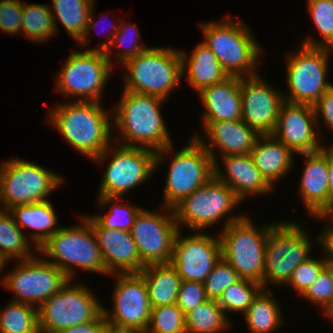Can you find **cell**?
<instances>
[{"instance_id": "1", "label": "cell", "mask_w": 333, "mask_h": 333, "mask_svg": "<svg viewBox=\"0 0 333 333\" xmlns=\"http://www.w3.org/2000/svg\"><path fill=\"white\" fill-rule=\"evenodd\" d=\"M64 102L55 103L48 110L47 124L74 151L92 161L113 143L112 112L103 108L101 102Z\"/></svg>"}, {"instance_id": "2", "label": "cell", "mask_w": 333, "mask_h": 333, "mask_svg": "<svg viewBox=\"0 0 333 333\" xmlns=\"http://www.w3.org/2000/svg\"><path fill=\"white\" fill-rule=\"evenodd\" d=\"M165 101L154 95L123 90L121 99L111 109L113 128L118 131L113 142L154 152L173 144L161 112Z\"/></svg>"}, {"instance_id": "3", "label": "cell", "mask_w": 333, "mask_h": 333, "mask_svg": "<svg viewBox=\"0 0 333 333\" xmlns=\"http://www.w3.org/2000/svg\"><path fill=\"white\" fill-rule=\"evenodd\" d=\"M232 17L229 13L219 20L200 23L203 42L230 76L257 75L265 48L246 23Z\"/></svg>"}, {"instance_id": "4", "label": "cell", "mask_w": 333, "mask_h": 333, "mask_svg": "<svg viewBox=\"0 0 333 333\" xmlns=\"http://www.w3.org/2000/svg\"><path fill=\"white\" fill-rule=\"evenodd\" d=\"M79 217L80 224L61 227L41 245L38 254L64 272L69 279H77L79 269L108 275L90 226V215L79 214Z\"/></svg>"}, {"instance_id": "5", "label": "cell", "mask_w": 333, "mask_h": 333, "mask_svg": "<svg viewBox=\"0 0 333 333\" xmlns=\"http://www.w3.org/2000/svg\"><path fill=\"white\" fill-rule=\"evenodd\" d=\"M188 142L178 151L174 149V144H171L156 152L157 170L162 164H166L164 162L168 156L171 159L163 187V207L173 208L214 176V161L211 155L195 137L191 136Z\"/></svg>"}, {"instance_id": "6", "label": "cell", "mask_w": 333, "mask_h": 333, "mask_svg": "<svg viewBox=\"0 0 333 333\" xmlns=\"http://www.w3.org/2000/svg\"><path fill=\"white\" fill-rule=\"evenodd\" d=\"M122 66L126 69L122 77L124 90L167 101L183 79L182 58L177 48L150 47Z\"/></svg>"}, {"instance_id": "7", "label": "cell", "mask_w": 333, "mask_h": 333, "mask_svg": "<svg viewBox=\"0 0 333 333\" xmlns=\"http://www.w3.org/2000/svg\"><path fill=\"white\" fill-rule=\"evenodd\" d=\"M243 202L236 196L233 190L225 183L213 176L202 187L196 189L189 196L182 199L172 209L179 230L183 226L188 231L208 232L215 224L224 219L221 229L230 223L242 219L246 214L241 212L233 214ZM232 214V215H231Z\"/></svg>"}, {"instance_id": "8", "label": "cell", "mask_w": 333, "mask_h": 333, "mask_svg": "<svg viewBox=\"0 0 333 333\" xmlns=\"http://www.w3.org/2000/svg\"><path fill=\"white\" fill-rule=\"evenodd\" d=\"M302 224L292 220L278 221L267 235L265 245V264L263 289L268 286H284L290 280L294 269L302 262L308 260L314 241Z\"/></svg>"}, {"instance_id": "9", "label": "cell", "mask_w": 333, "mask_h": 333, "mask_svg": "<svg viewBox=\"0 0 333 333\" xmlns=\"http://www.w3.org/2000/svg\"><path fill=\"white\" fill-rule=\"evenodd\" d=\"M275 222L255 224L245 215L218 232L221 256L242 279L260 283L263 287L265 245L269 230Z\"/></svg>"}, {"instance_id": "10", "label": "cell", "mask_w": 333, "mask_h": 333, "mask_svg": "<svg viewBox=\"0 0 333 333\" xmlns=\"http://www.w3.org/2000/svg\"><path fill=\"white\" fill-rule=\"evenodd\" d=\"M64 178L45 166L23 158H9L0 163V209L9 211L17 205L49 200Z\"/></svg>"}, {"instance_id": "11", "label": "cell", "mask_w": 333, "mask_h": 333, "mask_svg": "<svg viewBox=\"0 0 333 333\" xmlns=\"http://www.w3.org/2000/svg\"><path fill=\"white\" fill-rule=\"evenodd\" d=\"M155 158L156 152L150 149L112 143L101 155L92 160L95 164H107L96 196L124 198L129 191H133L152 178L157 171Z\"/></svg>"}, {"instance_id": "12", "label": "cell", "mask_w": 333, "mask_h": 333, "mask_svg": "<svg viewBox=\"0 0 333 333\" xmlns=\"http://www.w3.org/2000/svg\"><path fill=\"white\" fill-rule=\"evenodd\" d=\"M296 48L285 57V79L289 92L283 91L284 101L314 106L333 85L327 79L331 55L326 47L300 44Z\"/></svg>"}, {"instance_id": "13", "label": "cell", "mask_w": 333, "mask_h": 333, "mask_svg": "<svg viewBox=\"0 0 333 333\" xmlns=\"http://www.w3.org/2000/svg\"><path fill=\"white\" fill-rule=\"evenodd\" d=\"M80 50H73L63 63L55 91L73 101L101 102L114 67L105 52Z\"/></svg>"}, {"instance_id": "14", "label": "cell", "mask_w": 333, "mask_h": 333, "mask_svg": "<svg viewBox=\"0 0 333 333\" xmlns=\"http://www.w3.org/2000/svg\"><path fill=\"white\" fill-rule=\"evenodd\" d=\"M68 282L38 308L40 333H57L60 330L95 320L103 305L85 283Z\"/></svg>"}, {"instance_id": "15", "label": "cell", "mask_w": 333, "mask_h": 333, "mask_svg": "<svg viewBox=\"0 0 333 333\" xmlns=\"http://www.w3.org/2000/svg\"><path fill=\"white\" fill-rule=\"evenodd\" d=\"M39 256L18 260L12 271L3 274L2 287L15 295L10 300L38 308L68 282L64 272Z\"/></svg>"}, {"instance_id": "16", "label": "cell", "mask_w": 333, "mask_h": 333, "mask_svg": "<svg viewBox=\"0 0 333 333\" xmlns=\"http://www.w3.org/2000/svg\"><path fill=\"white\" fill-rule=\"evenodd\" d=\"M157 210L143 207L131 229L141 262L145 266L171 262L174 240L179 231L172 208L160 205Z\"/></svg>"}, {"instance_id": "17", "label": "cell", "mask_w": 333, "mask_h": 333, "mask_svg": "<svg viewBox=\"0 0 333 333\" xmlns=\"http://www.w3.org/2000/svg\"><path fill=\"white\" fill-rule=\"evenodd\" d=\"M112 309L103 305V314L113 326L146 332L151 305L146 282L140 273H115Z\"/></svg>"}, {"instance_id": "18", "label": "cell", "mask_w": 333, "mask_h": 333, "mask_svg": "<svg viewBox=\"0 0 333 333\" xmlns=\"http://www.w3.org/2000/svg\"><path fill=\"white\" fill-rule=\"evenodd\" d=\"M176 234L173 255L170 264L176 269L181 280L204 283L221 259V243L218 232L192 231L182 235Z\"/></svg>"}, {"instance_id": "19", "label": "cell", "mask_w": 333, "mask_h": 333, "mask_svg": "<svg viewBox=\"0 0 333 333\" xmlns=\"http://www.w3.org/2000/svg\"><path fill=\"white\" fill-rule=\"evenodd\" d=\"M259 73L240 77L242 120L259 135L272 134L284 102L283 89L275 88Z\"/></svg>"}, {"instance_id": "20", "label": "cell", "mask_w": 333, "mask_h": 333, "mask_svg": "<svg viewBox=\"0 0 333 333\" xmlns=\"http://www.w3.org/2000/svg\"><path fill=\"white\" fill-rule=\"evenodd\" d=\"M272 135L296 155L321 150L327 144L320 136L314 107L287 101L280 107Z\"/></svg>"}, {"instance_id": "21", "label": "cell", "mask_w": 333, "mask_h": 333, "mask_svg": "<svg viewBox=\"0 0 333 333\" xmlns=\"http://www.w3.org/2000/svg\"><path fill=\"white\" fill-rule=\"evenodd\" d=\"M201 125L204 136L195 132L192 137L204 146L214 162H219L217 154L220 155L219 158L227 155L250 154L256 139L260 136L242 119L201 122Z\"/></svg>"}, {"instance_id": "22", "label": "cell", "mask_w": 333, "mask_h": 333, "mask_svg": "<svg viewBox=\"0 0 333 333\" xmlns=\"http://www.w3.org/2000/svg\"><path fill=\"white\" fill-rule=\"evenodd\" d=\"M90 226L108 276L115 273H140L145 268L131 231L104 228L92 215Z\"/></svg>"}, {"instance_id": "23", "label": "cell", "mask_w": 333, "mask_h": 333, "mask_svg": "<svg viewBox=\"0 0 333 333\" xmlns=\"http://www.w3.org/2000/svg\"><path fill=\"white\" fill-rule=\"evenodd\" d=\"M303 156L304 168L300 172V182L297 187L300 199L303 201L306 213L315 217L328 215V149L297 154Z\"/></svg>"}, {"instance_id": "24", "label": "cell", "mask_w": 333, "mask_h": 333, "mask_svg": "<svg viewBox=\"0 0 333 333\" xmlns=\"http://www.w3.org/2000/svg\"><path fill=\"white\" fill-rule=\"evenodd\" d=\"M219 159L223 164L220 167L218 162H214V176L227 184L242 202L245 203L252 195L266 196L275 191L257 169L250 154L227 155Z\"/></svg>"}, {"instance_id": "25", "label": "cell", "mask_w": 333, "mask_h": 333, "mask_svg": "<svg viewBox=\"0 0 333 333\" xmlns=\"http://www.w3.org/2000/svg\"><path fill=\"white\" fill-rule=\"evenodd\" d=\"M198 94L205 109L200 122L236 121L242 118L239 76H230L223 82L202 89Z\"/></svg>"}, {"instance_id": "26", "label": "cell", "mask_w": 333, "mask_h": 333, "mask_svg": "<svg viewBox=\"0 0 333 333\" xmlns=\"http://www.w3.org/2000/svg\"><path fill=\"white\" fill-rule=\"evenodd\" d=\"M250 155L257 169L274 189L277 182L294 169L296 162V155L272 134L260 135Z\"/></svg>"}, {"instance_id": "27", "label": "cell", "mask_w": 333, "mask_h": 333, "mask_svg": "<svg viewBox=\"0 0 333 333\" xmlns=\"http://www.w3.org/2000/svg\"><path fill=\"white\" fill-rule=\"evenodd\" d=\"M182 78L196 93L230 77L211 49L202 41L191 52L180 50ZM186 77V78H185Z\"/></svg>"}, {"instance_id": "28", "label": "cell", "mask_w": 333, "mask_h": 333, "mask_svg": "<svg viewBox=\"0 0 333 333\" xmlns=\"http://www.w3.org/2000/svg\"><path fill=\"white\" fill-rule=\"evenodd\" d=\"M54 208L51 201L46 200L29 205H17L9 212L23 232L28 230V233L25 232L26 237L39 249L50 236L61 228Z\"/></svg>"}, {"instance_id": "29", "label": "cell", "mask_w": 333, "mask_h": 333, "mask_svg": "<svg viewBox=\"0 0 333 333\" xmlns=\"http://www.w3.org/2000/svg\"><path fill=\"white\" fill-rule=\"evenodd\" d=\"M140 274L148 288L151 308L176 303L181 277L170 263L147 265Z\"/></svg>"}, {"instance_id": "30", "label": "cell", "mask_w": 333, "mask_h": 333, "mask_svg": "<svg viewBox=\"0 0 333 333\" xmlns=\"http://www.w3.org/2000/svg\"><path fill=\"white\" fill-rule=\"evenodd\" d=\"M274 291L262 289L253 299L244 316V322L248 333H277L285 324L284 315L277 298L273 296ZM281 310V311H280ZM277 330V331H276Z\"/></svg>"}, {"instance_id": "31", "label": "cell", "mask_w": 333, "mask_h": 333, "mask_svg": "<svg viewBox=\"0 0 333 333\" xmlns=\"http://www.w3.org/2000/svg\"><path fill=\"white\" fill-rule=\"evenodd\" d=\"M49 5L53 16L56 35L60 22L69 36L78 43L85 34L88 17L96 0H51Z\"/></svg>"}, {"instance_id": "32", "label": "cell", "mask_w": 333, "mask_h": 333, "mask_svg": "<svg viewBox=\"0 0 333 333\" xmlns=\"http://www.w3.org/2000/svg\"><path fill=\"white\" fill-rule=\"evenodd\" d=\"M24 233L16 224L13 215L0 209V256L5 262L26 260L37 255L35 253H38V249Z\"/></svg>"}, {"instance_id": "33", "label": "cell", "mask_w": 333, "mask_h": 333, "mask_svg": "<svg viewBox=\"0 0 333 333\" xmlns=\"http://www.w3.org/2000/svg\"><path fill=\"white\" fill-rule=\"evenodd\" d=\"M232 323L215 300L207 299L185 314L186 333H227Z\"/></svg>"}, {"instance_id": "34", "label": "cell", "mask_w": 333, "mask_h": 333, "mask_svg": "<svg viewBox=\"0 0 333 333\" xmlns=\"http://www.w3.org/2000/svg\"><path fill=\"white\" fill-rule=\"evenodd\" d=\"M95 199L97 207L107 208V212L95 213L92 216L104 228L112 230L131 231L137 214L143 208L134 203L132 205V202L128 204V199L124 200L123 197H96Z\"/></svg>"}, {"instance_id": "35", "label": "cell", "mask_w": 333, "mask_h": 333, "mask_svg": "<svg viewBox=\"0 0 333 333\" xmlns=\"http://www.w3.org/2000/svg\"><path fill=\"white\" fill-rule=\"evenodd\" d=\"M21 34L37 44L47 43L57 36L48 4H28L23 1Z\"/></svg>"}, {"instance_id": "36", "label": "cell", "mask_w": 333, "mask_h": 333, "mask_svg": "<svg viewBox=\"0 0 333 333\" xmlns=\"http://www.w3.org/2000/svg\"><path fill=\"white\" fill-rule=\"evenodd\" d=\"M119 20L118 31L114 35L110 47L105 52L106 57L114 68L116 64L121 63V65H123L127 60L136 57L141 52L150 48V46L147 47L143 41L141 42V32L137 24L123 21L122 18ZM112 60H115V63H117L115 64Z\"/></svg>"}, {"instance_id": "37", "label": "cell", "mask_w": 333, "mask_h": 333, "mask_svg": "<svg viewBox=\"0 0 333 333\" xmlns=\"http://www.w3.org/2000/svg\"><path fill=\"white\" fill-rule=\"evenodd\" d=\"M0 333H39L37 307L9 300L0 310Z\"/></svg>"}, {"instance_id": "38", "label": "cell", "mask_w": 333, "mask_h": 333, "mask_svg": "<svg viewBox=\"0 0 333 333\" xmlns=\"http://www.w3.org/2000/svg\"><path fill=\"white\" fill-rule=\"evenodd\" d=\"M262 289L263 287L260 283L240 278L236 283L227 287L223 291L220 298L217 300V303L221 306L230 320V316L231 314L233 315V313H241L243 317L253 299Z\"/></svg>"}, {"instance_id": "39", "label": "cell", "mask_w": 333, "mask_h": 333, "mask_svg": "<svg viewBox=\"0 0 333 333\" xmlns=\"http://www.w3.org/2000/svg\"><path fill=\"white\" fill-rule=\"evenodd\" d=\"M307 10L310 19L321 39L313 35L306 36L300 44L310 47H328L333 41V1L307 0Z\"/></svg>"}, {"instance_id": "40", "label": "cell", "mask_w": 333, "mask_h": 333, "mask_svg": "<svg viewBox=\"0 0 333 333\" xmlns=\"http://www.w3.org/2000/svg\"><path fill=\"white\" fill-rule=\"evenodd\" d=\"M145 333H186L184 312L176 303L152 308Z\"/></svg>"}, {"instance_id": "41", "label": "cell", "mask_w": 333, "mask_h": 333, "mask_svg": "<svg viewBox=\"0 0 333 333\" xmlns=\"http://www.w3.org/2000/svg\"><path fill=\"white\" fill-rule=\"evenodd\" d=\"M300 296L322 308L320 312L324 315L333 305V266L327 265Z\"/></svg>"}, {"instance_id": "42", "label": "cell", "mask_w": 333, "mask_h": 333, "mask_svg": "<svg viewBox=\"0 0 333 333\" xmlns=\"http://www.w3.org/2000/svg\"><path fill=\"white\" fill-rule=\"evenodd\" d=\"M239 279L237 272L221 257L203 283L207 299L217 301L223 291Z\"/></svg>"}, {"instance_id": "43", "label": "cell", "mask_w": 333, "mask_h": 333, "mask_svg": "<svg viewBox=\"0 0 333 333\" xmlns=\"http://www.w3.org/2000/svg\"><path fill=\"white\" fill-rule=\"evenodd\" d=\"M322 257V258H321ZM310 257L298 265L285 286L291 287L297 294L301 295L320 275L328 265L323 256Z\"/></svg>"}, {"instance_id": "44", "label": "cell", "mask_w": 333, "mask_h": 333, "mask_svg": "<svg viewBox=\"0 0 333 333\" xmlns=\"http://www.w3.org/2000/svg\"><path fill=\"white\" fill-rule=\"evenodd\" d=\"M22 13V0H0V32L21 35Z\"/></svg>"}, {"instance_id": "45", "label": "cell", "mask_w": 333, "mask_h": 333, "mask_svg": "<svg viewBox=\"0 0 333 333\" xmlns=\"http://www.w3.org/2000/svg\"><path fill=\"white\" fill-rule=\"evenodd\" d=\"M96 3L97 2H95L93 4L92 9L90 11V14H89V17H88V22H87V27H86V30H85V34L82 37V39L77 43V45L78 46L80 45L79 48H81L83 50H95V51L106 52V50H108V48L110 47L111 43L113 42V38H114V35L118 31L119 24H115V25L112 24V25H110V23H109V28L107 30L108 31V35H106L107 39L104 38V41L101 40L99 43H97V45H95L94 48L93 47L91 48L90 46H88V48H87V45H89V43H91L90 42V40H91L90 38H92L91 37L92 36V34H91L92 30L99 28L98 25L101 22H103V21L106 22V24L108 23L107 19L105 20V18L103 19L101 17H99V19H101V20H99L100 22H98V19H97L98 16H96V14H95L96 13L95 12L96 11V9H95L96 7L95 6L97 5ZM103 24L105 25V23H103Z\"/></svg>"}, {"instance_id": "46", "label": "cell", "mask_w": 333, "mask_h": 333, "mask_svg": "<svg viewBox=\"0 0 333 333\" xmlns=\"http://www.w3.org/2000/svg\"><path fill=\"white\" fill-rule=\"evenodd\" d=\"M206 300L203 283L181 280L176 305L184 314Z\"/></svg>"}, {"instance_id": "47", "label": "cell", "mask_w": 333, "mask_h": 333, "mask_svg": "<svg viewBox=\"0 0 333 333\" xmlns=\"http://www.w3.org/2000/svg\"><path fill=\"white\" fill-rule=\"evenodd\" d=\"M313 107L320 136L324 139L325 134L322 133L323 128L320 125H325L326 128L328 127L333 132V85L326 90ZM321 121H324L325 124Z\"/></svg>"}, {"instance_id": "48", "label": "cell", "mask_w": 333, "mask_h": 333, "mask_svg": "<svg viewBox=\"0 0 333 333\" xmlns=\"http://www.w3.org/2000/svg\"><path fill=\"white\" fill-rule=\"evenodd\" d=\"M314 220H322L323 227L317 235L318 241L316 244L320 247V254L327 261L329 266H333V215H319L312 217ZM318 218V219H317Z\"/></svg>"}, {"instance_id": "49", "label": "cell", "mask_w": 333, "mask_h": 333, "mask_svg": "<svg viewBox=\"0 0 333 333\" xmlns=\"http://www.w3.org/2000/svg\"><path fill=\"white\" fill-rule=\"evenodd\" d=\"M107 320L103 312L93 321L85 324L69 327L57 333H106Z\"/></svg>"}, {"instance_id": "50", "label": "cell", "mask_w": 333, "mask_h": 333, "mask_svg": "<svg viewBox=\"0 0 333 333\" xmlns=\"http://www.w3.org/2000/svg\"><path fill=\"white\" fill-rule=\"evenodd\" d=\"M328 215H333V154L328 150Z\"/></svg>"}, {"instance_id": "51", "label": "cell", "mask_w": 333, "mask_h": 333, "mask_svg": "<svg viewBox=\"0 0 333 333\" xmlns=\"http://www.w3.org/2000/svg\"><path fill=\"white\" fill-rule=\"evenodd\" d=\"M106 333H144V332L140 331V330H136V329L121 328V327L113 326L111 324H108V322H107Z\"/></svg>"}, {"instance_id": "52", "label": "cell", "mask_w": 333, "mask_h": 333, "mask_svg": "<svg viewBox=\"0 0 333 333\" xmlns=\"http://www.w3.org/2000/svg\"><path fill=\"white\" fill-rule=\"evenodd\" d=\"M7 264H9V262H5V260L0 256V285L1 286H2V282H3L2 274L5 272L4 270H6L5 267L7 266Z\"/></svg>"}, {"instance_id": "53", "label": "cell", "mask_w": 333, "mask_h": 333, "mask_svg": "<svg viewBox=\"0 0 333 333\" xmlns=\"http://www.w3.org/2000/svg\"><path fill=\"white\" fill-rule=\"evenodd\" d=\"M331 323H333V305L331 308L324 314Z\"/></svg>"}, {"instance_id": "54", "label": "cell", "mask_w": 333, "mask_h": 333, "mask_svg": "<svg viewBox=\"0 0 333 333\" xmlns=\"http://www.w3.org/2000/svg\"><path fill=\"white\" fill-rule=\"evenodd\" d=\"M325 147L333 154V142L332 143H328V146L326 145Z\"/></svg>"}, {"instance_id": "55", "label": "cell", "mask_w": 333, "mask_h": 333, "mask_svg": "<svg viewBox=\"0 0 333 333\" xmlns=\"http://www.w3.org/2000/svg\"><path fill=\"white\" fill-rule=\"evenodd\" d=\"M327 49H328V52H329L330 55L333 54V41H332L331 44L327 47Z\"/></svg>"}]
</instances>
